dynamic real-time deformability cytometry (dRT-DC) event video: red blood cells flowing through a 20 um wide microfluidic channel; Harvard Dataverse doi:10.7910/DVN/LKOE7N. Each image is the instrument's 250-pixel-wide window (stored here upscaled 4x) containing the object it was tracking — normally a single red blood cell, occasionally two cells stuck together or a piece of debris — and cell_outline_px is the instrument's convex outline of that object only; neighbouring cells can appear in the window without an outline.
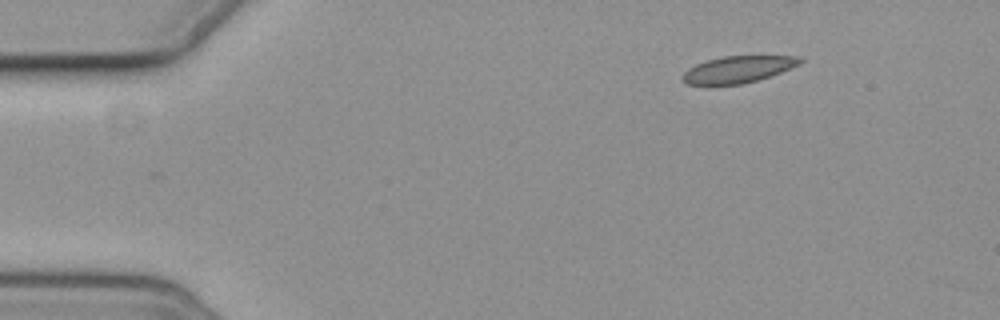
{"species": "common noctule bat (a hibernating species)", "species_latin": "Nyctalus noctula", "temperature_condition": "cold", "stored_images_in_passage": 3, "camera_frame_rate_fps": 3000, "um_per_image_px": 0.085, "animal": {"sex": "female", "body_mass_g": 19.3, "forearm_length_mm": 54.1}, "frame": {"image": 1, "passage_image": 3, "time_ms": 2.333, "image_size_px": [1000, 320], "cell_outline_px": [[804, 60], [800, 64], [780, 72], [744, 84], [708, 88], [688, 84], [680, 80], [680, 76], [688, 68], [696, 64], [708, 60], [724, 56], [800, 56]], "centroid_in_image_um": [62.62, 5.95], "position_along_channel_um": 22.4, "area_um2": 18.96}}